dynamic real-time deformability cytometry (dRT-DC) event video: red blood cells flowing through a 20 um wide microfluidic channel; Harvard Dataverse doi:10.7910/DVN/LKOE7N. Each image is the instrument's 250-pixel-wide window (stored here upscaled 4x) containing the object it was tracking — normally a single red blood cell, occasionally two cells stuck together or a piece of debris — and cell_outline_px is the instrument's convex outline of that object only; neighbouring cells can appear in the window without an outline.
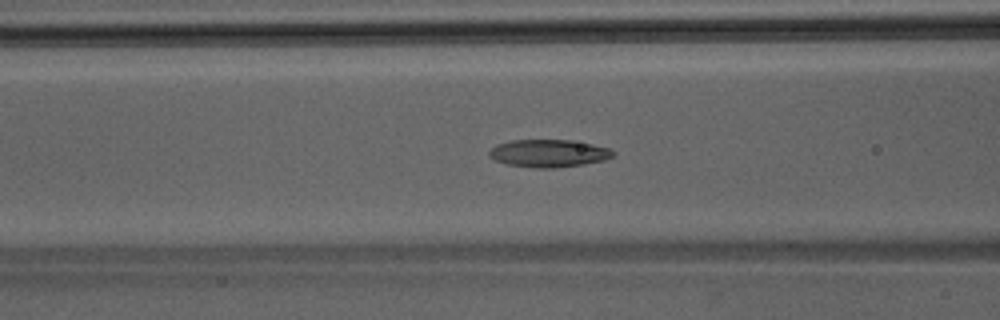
{"species": "Egyptian fruit bat (a non-hibernating species)", "species_latin": "Rousettus aegyptiacus", "temperature_condition": "room temperature", "stored_images_in_passage": 38, "camera_frame_rate_fps": 3000, "um_per_image_px": 0.085, "animal": {"sex": "male"}, "frame": {"image": 1, "passage_image": 11, "time_ms": 3.333, "image_size_px": [1000, 320], "cell_outline_px": [[616, 152], [612, 156], [604, 160], [584, 164], [552, 168], [536, 168], [508, 164], [496, 160], [488, 156], [488, 152], [496, 144], [512, 140], [572, 140], [592, 144], [608, 148]], "centroid_in_image_um": [46.63, 13.02], "position_along_channel_um": 120.0, "area_um2": 19.83}}
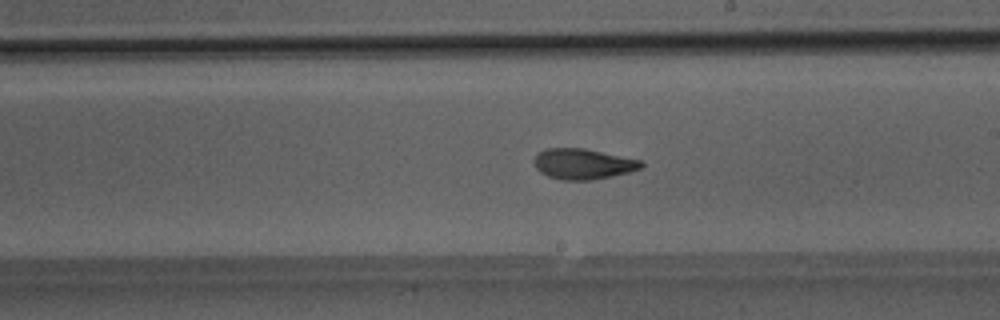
{"frame": {"image": 2, "passage_image": 19, "time_ms": 6.0, "image_size_px": [1000, 320], "cell_outline_px": [[644, 164], [640, 168], [632, 172], [592, 180], [560, 180], [548, 176], [540, 172], [536, 168], [532, 160], [544, 148], [584, 148], [644, 160]], "centroid_in_image_um": [49.58, 13.93], "position_along_channel_um": 239.4, "area_um2": 19.36}}
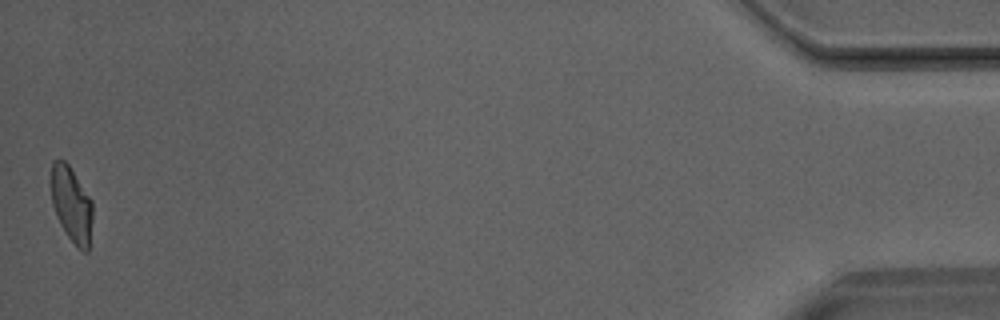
{"frame": {"image": 3, "passage_image": 38, "time_ms": 12.333, "image_size_px": [1000, 320], "cell_outline_px": [[92, 220], [88, 252], [84, 252], [76, 248], [60, 224], [56, 216], [52, 204], [48, 180], [52, 160], [64, 160], [68, 164], [92, 200]], "centroid_in_image_um": [6.03, 17.35], "position_along_channel_um": 429.2, "area_um2": 18.79}}